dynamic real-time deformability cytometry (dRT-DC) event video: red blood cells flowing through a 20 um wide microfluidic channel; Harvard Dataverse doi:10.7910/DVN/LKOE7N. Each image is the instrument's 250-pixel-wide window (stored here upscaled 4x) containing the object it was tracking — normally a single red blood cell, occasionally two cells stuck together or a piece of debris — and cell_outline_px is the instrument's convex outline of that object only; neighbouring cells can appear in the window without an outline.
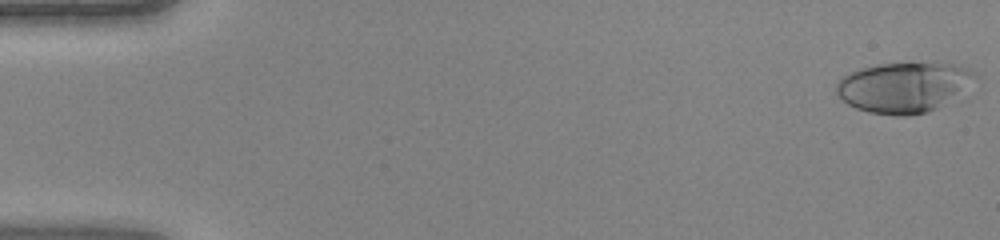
{"species": "human", "species_latin": "Homo sapiens", "temperature_condition": "warm", "stored_images_in_passage": 45, "camera_frame_rate_fps": 3000, "um_per_image_px": 0.085, "donor": {"sex": "female"}, "frame": {"image": 1, "passage_image": 1, "time_ms": 0.0, "image_size_px": [1000, 240], "cell_outline_px": [[972, 72], [936, 108], [928, 112], [904, 116], [900, 116], [868, 112], [856, 108], [848, 104], [836, 92], [836, 84], [844, 76], [860, 68], [876, 64], [952, 64], [968, 68]], "centroid_in_image_um": [76.56, 7.43], "position_along_channel_um": 8.4, "area_um2": 38.03}}
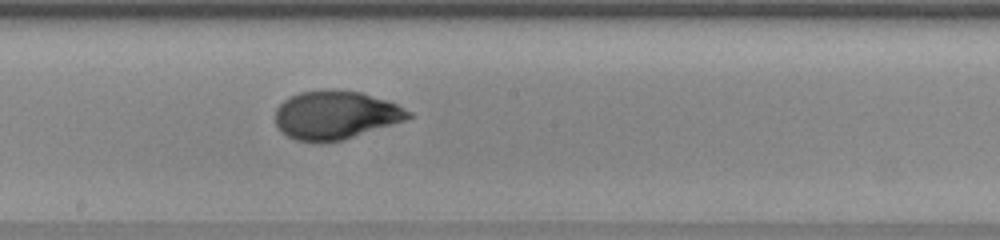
{"frame": {"image": 2, "passage_image": 25, "time_ms": 8.0, "image_size_px": [1000, 240], "cell_outline_px": [[416, 116], [344, 140], [320, 144], [296, 140], [280, 132], [276, 124], [276, 108], [284, 100], [300, 92], [324, 88], [336, 88], [360, 92], [388, 100], [412, 112]], "centroid_in_image_um": [28.51, 9.78], "position_along_channel_um": 219.7, "area_um2": 38.21}}
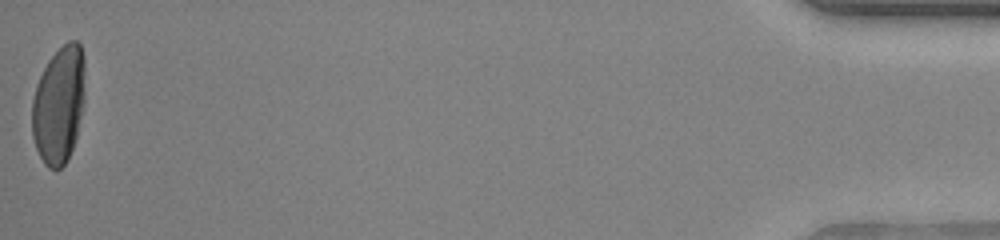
{"frame": {"image": 3, "passage_image": 45, "time_ms": 14.667, "image_size_px": [1000, 240], "cell_outline_px": [[84, 104], [76, 136], [68, 160], [60, 168], [48, 168], [44, 164], [36, 148], [32, 136], [32, 100], [36, 84], [48, 60], [68, 40], [76, 40], [80, 44], [84, 56]], "centroid_in_image_um": [5.0, 8.9], "position_along_channel_um": 430.2, "area_um2": 36.36}}